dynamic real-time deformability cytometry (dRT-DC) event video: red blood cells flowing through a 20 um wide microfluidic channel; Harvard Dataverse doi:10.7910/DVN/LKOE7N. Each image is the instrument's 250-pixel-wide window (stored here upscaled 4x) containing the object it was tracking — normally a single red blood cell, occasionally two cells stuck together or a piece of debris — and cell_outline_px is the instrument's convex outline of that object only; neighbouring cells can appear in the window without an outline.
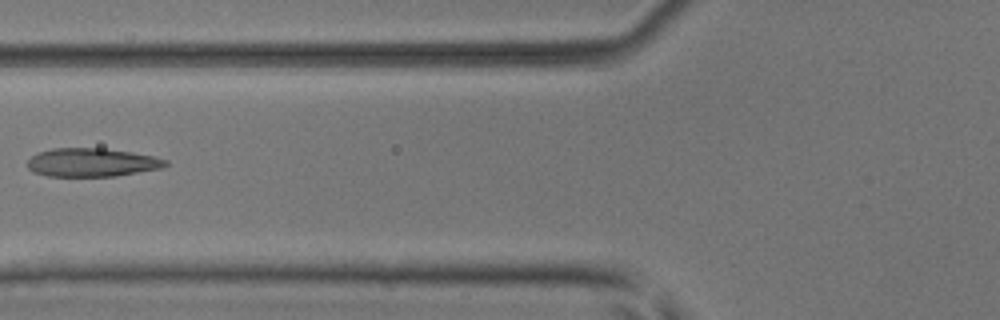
{"species": "common noctule bat (a hibernating species)", "species_latin": "Nyctalus noctula", "temperature_condition": "room temperature", "stored_images_in_passage": 6, "camera_frame_rate_fps": 3000, "um_per_image_px": 0.085, "animal": {"sex": "male", "body_mass_g": 17.9, "forearm_length_mm": 54.2}, "frame": {"image": 1, "passage_image": 6, "time_ms": 1.667, "image_size_px": [1000, 320], "cell_outline_px": [[168, 164], [164, 168], [116, 176], [48, 176], [32, 172], [28, 168], [28, 160], [36, 152], [52, 148], [104, 148], [132, 152], [156, 156], [168, 160]], "centroid_in_image_um": [7.84, 13.8], "position_along_channel_um": 118.0, "area_um2": 23.24}}